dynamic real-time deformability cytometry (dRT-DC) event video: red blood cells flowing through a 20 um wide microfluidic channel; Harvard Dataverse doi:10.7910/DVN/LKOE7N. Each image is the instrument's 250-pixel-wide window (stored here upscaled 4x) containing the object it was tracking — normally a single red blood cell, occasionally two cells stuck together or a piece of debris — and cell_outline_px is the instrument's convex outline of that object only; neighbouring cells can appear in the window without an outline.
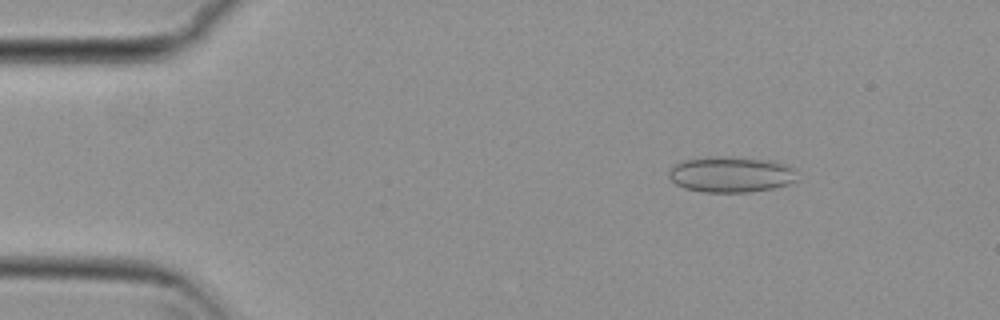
{"species": "common noctule bat (a hibernating species)", "species_latin": "Nyctalus noctula", "temperature_condition": "cold", "stored_images_in_passage": 55, "camera_frame_rate_fps": 3000, "um_per_image_px": 0.085, "animal": {"sex": "female", "body_mass_g": 29.2, "forearm_length_mm": 56.3}, "frame": {"image": 1, "passage_image": 8, "time_ms": 2.333, "image_size_px": [1000, 320], "cell_outline_px": [[800, 180], [776, 188], [748, 192], [704, 192], [684, 188], [676, 184], [668, 176], [668, 172], [680, 160], [708, 156], [720, 156], [768, 160], [788, 164], [792, 168]], "centroid_in_image_um": [62.15, 14.82], "position_along_channel_um": 22.9, "area_um2": 27.05}}
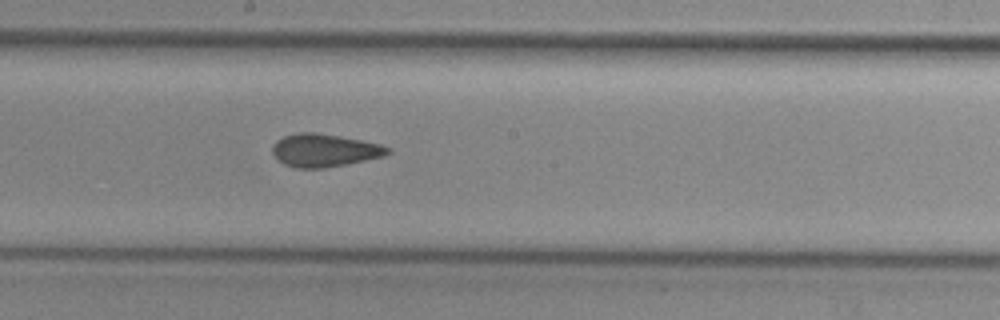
{"frame": {"image": 2, "passage_image": 30, "time_ms": 9.667, "image_size_px": [1000, 320], "cell_outline_px": [[392, 152], [384, 156], [324, 168], [296, 168], [284, 164], [272, 152], [272, 148], [276, 140], [284, 136], [296, 132], [312, 132], [340, 136], [380, 144], [392, 148]], "centroid_in_image_um": [27.58, 12.77], "position_along_channel_um": 220.6, "area_um2": 21.96}}
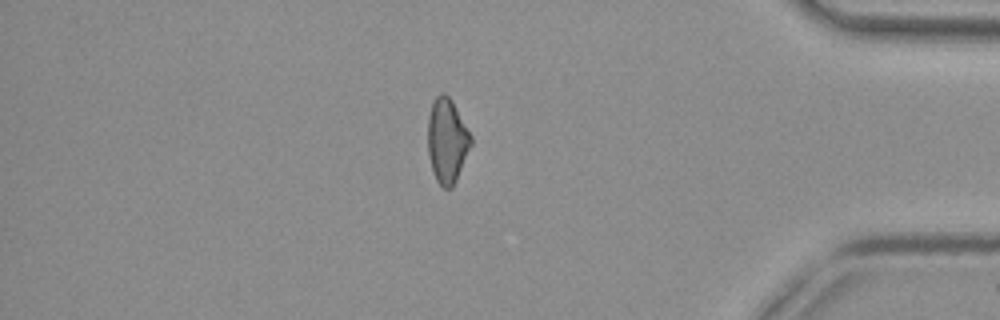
{"frame": {"image": 3, "passage_image": 47, "time_ms": 15.333, "image_size_px": [1000, 320], "cell_outline_px": [[472, 144], [456, 180], [452, 188], [444, 188], [436, 180], [432, 172], [428, 152], [428, 116], [432, 100], [440, 92], [444, 92], [452, 100], [472, 136]], "centroid_in_image_um": [37.99, 11.93], "position_along_channel_um": 397.2, "area_um2": 21.39}, "authors_computed_cell_mechanics": {"area_um2": 22.1952, "velocity_mm_per_s": 3.7504, "shape_relaxation_time_tau1_ms": null, "shape_relaxation_time_tau2_ms": 2.1399, "deformation_change_tau1": null, "deformation_change_tau2": 0.0724}}